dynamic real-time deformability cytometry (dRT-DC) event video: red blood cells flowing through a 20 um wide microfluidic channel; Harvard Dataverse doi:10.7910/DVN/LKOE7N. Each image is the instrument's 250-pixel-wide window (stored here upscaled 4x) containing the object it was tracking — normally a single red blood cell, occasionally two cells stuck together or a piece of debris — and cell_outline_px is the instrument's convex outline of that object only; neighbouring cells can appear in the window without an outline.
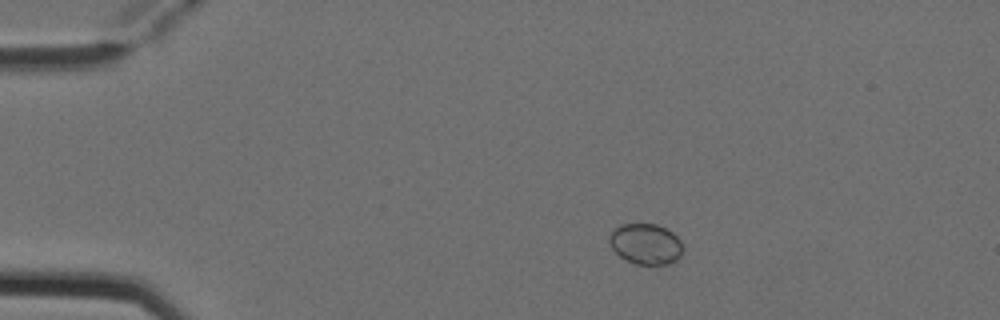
{"species": "Egyptian fruit bat (a non-hibernating species)", "species_latin": "Rousettus aegyptiacus", "temperature_condition": "cold", "stored_images_in_passage": 6, "camera_frame_rate_fps": 3000, "um_per_image_px": 0.085, "animal": {"sex": "female"}, "frame": {"image": 1, "passage_image": 1, "time_ms": 0.0, "image_size_px": [1000, 320], "cell_outline_px": [[684, 248], [680, 256], [676, 260], [668, 264], [636, 264], [620, 256], [612, 248], [608, 240], [608, 236], [620, 224], [656, 224], [668, 228], [680, 240]], "centroid_in_image_um": [54.9, 20.72], "position_along_channel_um": 30.1, "area_um2": 17.46}}
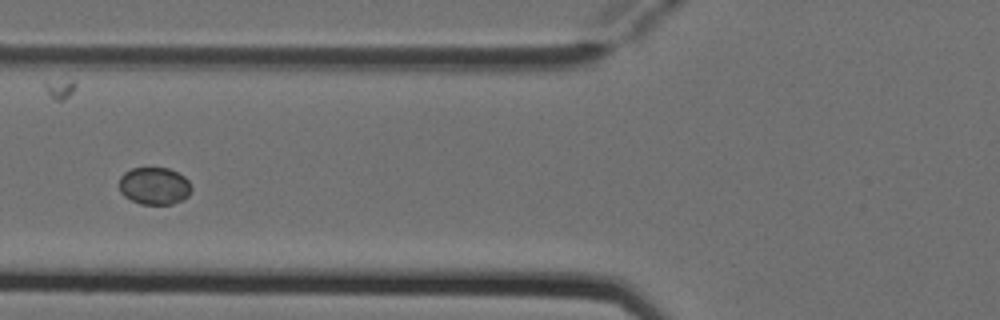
{"frame": {"image": 2, "passage_image": 4, "time_ms": 1.0, "image_size_px": [1000, 320], "cell_outline_px": [[192, 188], [188, 196], [172, 204], [140, 204], [124, 196], [120, 192], [120, 176], [124, 172], [132, 168], [168, 168], [184, 176], [192, 184]], "centroid_in_image_um": [13.12, 15.8], "position_along_channel_um": 112.7, "area_um2": 15.72}}
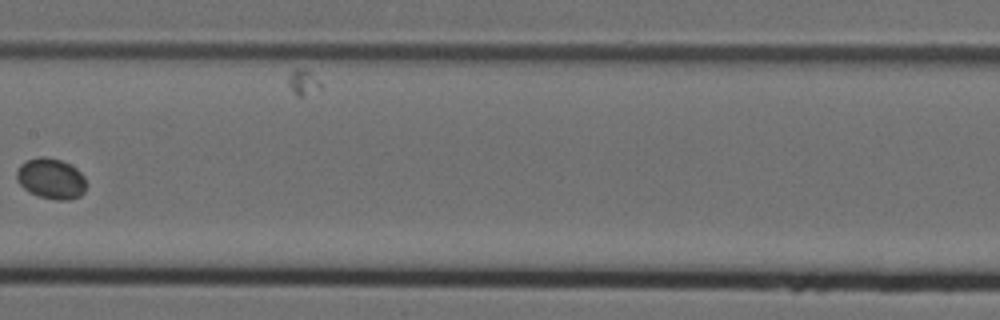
{"frame": {"image": 3, "passage_image": 6, "time_ms": 1.667, "image_size_px": [1000, 320], "cell_outline_px": [[88, 184], [84, 192], [80, 196], [68, 200], [56, 200], [36, 196], [28, 192], [16, 180], [16, 172], [20, 164], [28, 160], [40, 156], [44, 156], [60, 160], [76, 168], [84, 176]], "centroid_in_image_um": [4.34, 15.2], "position_along_channel_um": 203.1, "area_um2": 16.7}}